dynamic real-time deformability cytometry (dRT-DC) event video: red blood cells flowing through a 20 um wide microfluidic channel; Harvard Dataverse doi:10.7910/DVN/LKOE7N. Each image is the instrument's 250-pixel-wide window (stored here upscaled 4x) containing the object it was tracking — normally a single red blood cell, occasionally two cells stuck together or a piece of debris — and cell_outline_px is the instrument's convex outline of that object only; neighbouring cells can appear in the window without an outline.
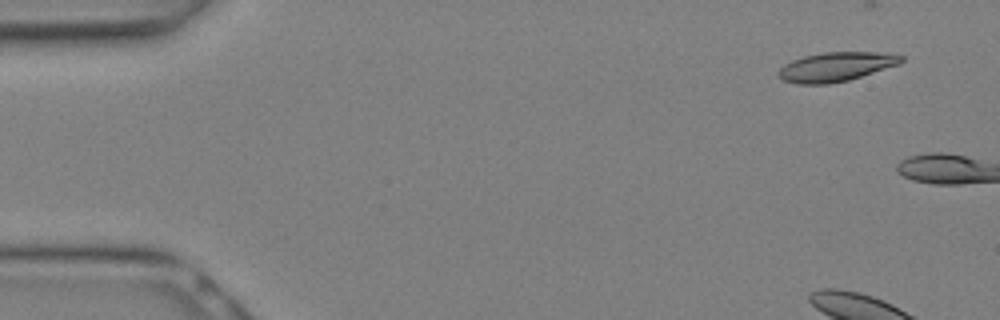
{"species": "Egyptian fruit bat (a non-hibernating species)", "species_latin": "Rousettus aegyptiacus", "temperature_condition": "warm", "stored_images_in_passage": 3, "camera_frame_rate_fps": 3000, "um_per_image_px": 0.085, "animal": {"sex": "female"}, "frame": {"image": 1, "passage_image": 2, "time_ms": 0.333, "image_size_px": [1000, 320], "cell_outline_px": [[904, 60], [900, 64], [848, 80], [828, 84], [800, 84], [784, 80], [776, 72], [784, 64], [792, 60], [804, 56], [824, 52], [888, 52], [904, 56]], "centroid_in_image_um": [71.09, 5.66], "position_along_channel_um": 13.9, "area_um2": 20.92}}